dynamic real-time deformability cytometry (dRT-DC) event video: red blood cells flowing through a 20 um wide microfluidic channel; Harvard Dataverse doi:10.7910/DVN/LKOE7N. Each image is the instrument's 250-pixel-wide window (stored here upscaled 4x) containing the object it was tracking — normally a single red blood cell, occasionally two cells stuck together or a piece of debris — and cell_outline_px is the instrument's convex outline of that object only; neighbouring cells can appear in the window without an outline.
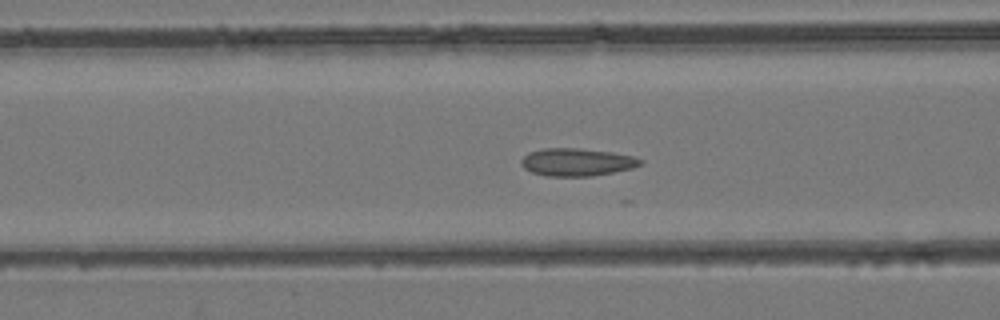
{"species": "common noctule bat (a hibernating species)", "species_latin": "Nyctalus noctula", "temperature_condition": "room temperature", "stored_images_in_passage": 30, "camera_frame_rate_fps": 3000, "um_per_image_px": 0.085, "animal": {"sex": "female", "body_mass_g": 24.6, "forearm_length_mm": 56.2}, "frame": {"image": 1, "passage_image": 20, "time_ms": 6.333, "image_size_px": [1000, 320], "cell_outline_px": [[644, 164], [632, 168], [592, 176], [548, 176], [532, 172], [524, 168], [520, 164], [520, 160], [528, 152], [544, 148], [576, 148], [612, 152], [632, 156], [644, 160]], "centroid_in_image_um": [49.03, 13.77], "position_along_channel_um": 117.6, "area_um2": 19.25}}
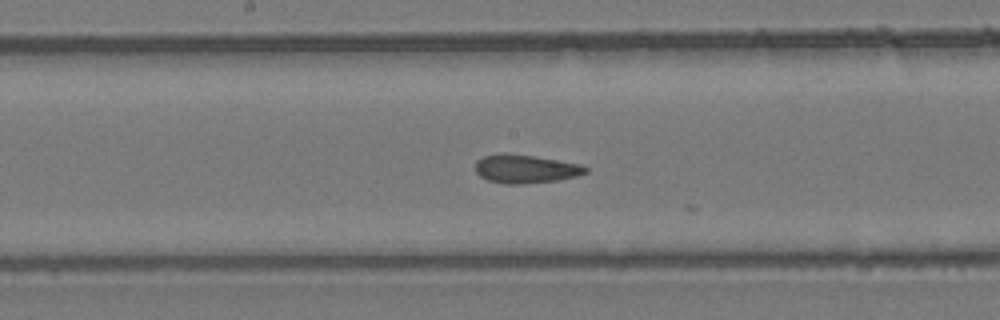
{"frame": {"image": 2, "passage_image": 26, "time_ms": 8.333, "image_size_px": [1000, 320], "cell_outline_px": [[588, 172], [576, 176], [560, 180], [524, 184], [504, 184], [488, 180], [480, 176], [476, 172], [476, 160], [484, 156], [500, 152], [532, 156], [580, 164], [588, 168]], "centroid_in_image_um": [44.65, 14.36], "position_along_channel_um": 203.6, "area_um2": 18.32}}
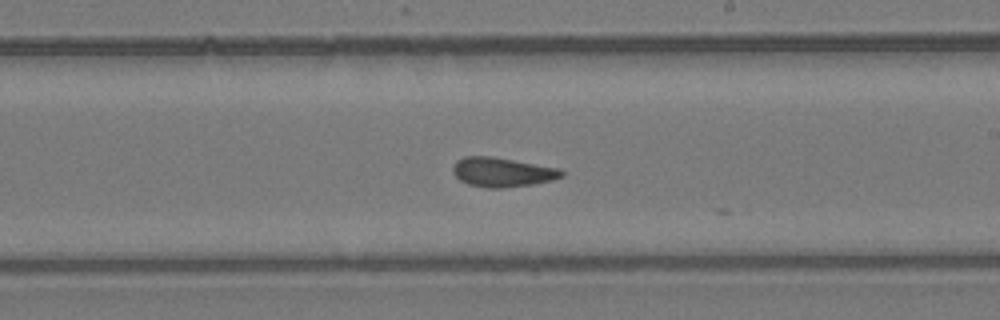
{"frame": {"image": 3, "passage_image": 29, "time_ms": 9.333, "image_size_px": [1000, 320], "cell_outline_px": [[564, 176], [552, 180], [532, 184], [500, 188], [488, 188], [468, 184], [460, 180], [452, 172], [452, 168], [456, 160], [464, 156], [492, 156], [560, 168], [564, 172]], "centroid_in_image_um": [42.68, 14.62], "position_along_channel_um": 246.3, "area_um2": 18.67}}